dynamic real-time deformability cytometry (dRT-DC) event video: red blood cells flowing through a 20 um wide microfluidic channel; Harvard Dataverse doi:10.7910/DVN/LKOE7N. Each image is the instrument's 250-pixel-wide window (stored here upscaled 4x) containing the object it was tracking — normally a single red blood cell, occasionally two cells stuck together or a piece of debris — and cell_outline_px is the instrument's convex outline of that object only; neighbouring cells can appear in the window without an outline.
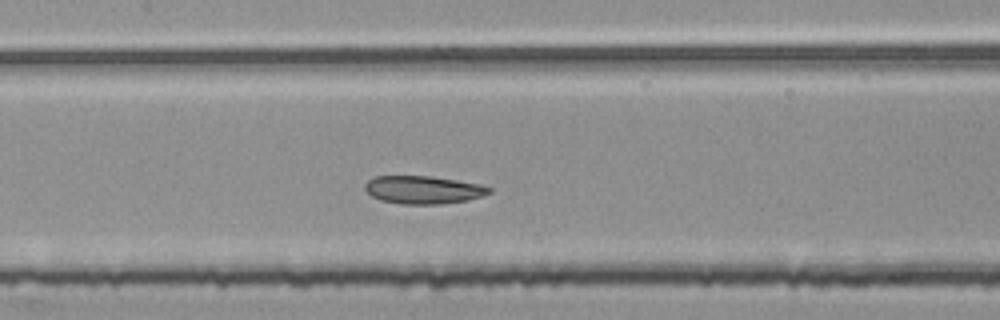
{"species": "common noctule bat (a hibernating species)", "species_latin": "Nyctalus noctula", "temperature_condition": "room temperature", "stored_images_in_passage": 46, "camera_frame_rate_fps": 3000, "um_per_image_px": 0.085, "animal": {"sex": "female", "body_mass_g": 25.1}, "frame": {"image": 1, "passage_image": 22, "time_ms": 7.0, "image_size_px": [1000, 320], "cell_outline_px": [[492, 192], [484, 196], [468, 200], [440, 204], [400, 204], [380, 200], [372, 196], [364, 188], [364, 184], [372, 176], [432, 176], [480, 184], [492, 188]], "centroid_in_image_um": [35.98, 16.13], "position_along_channel_um": 171.4, "area_um2": 20.4}}
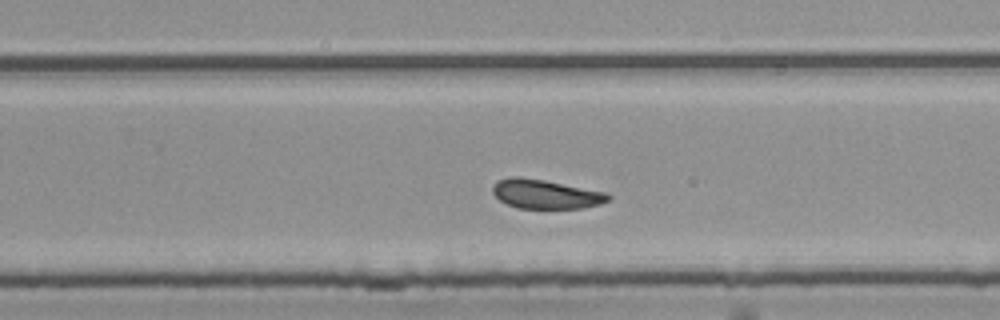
{"frame": {"image": 2, "passage_image": 31, "time_ms": 10.0, "image_size_px": [1000, 320], "cell_outline_px": [[612, 196], [608, 200], [600, 204], [584, 208], [516, 208], [500, 200], [492, 192], [492, 184], [496, 180], [508, 176], [520, 176], [544, 180], [608, 192]], "centroid_in_image_um": [46.36, 16.48], "position_along_channel_um": 283.4, "area_um2": 19.88}}
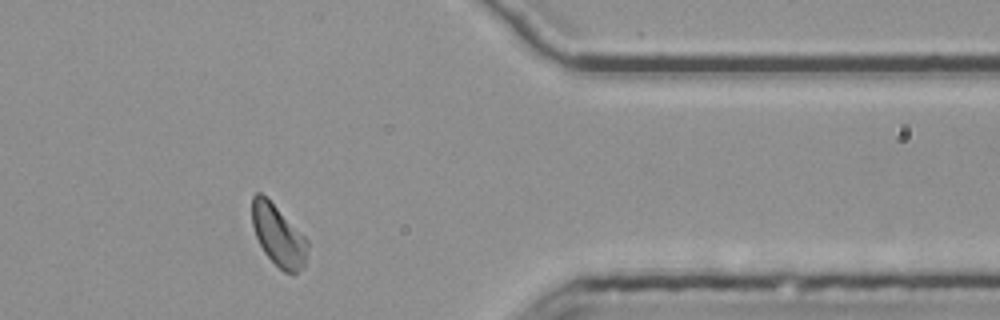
{"frame": {"image": 3, "passage_image": 41, "time_ms": 13.333, "image_size_px": [1000, 320], "cell_outline_px": [[308, 244], [304, 268], [292, 276], [284, 272], [264, 252], [256, 236], [252, 224], [252, 196], [256, 192], [260, 192], [308, 240]], "centroid_in_image_um": [23.66, 20.07], "position_along_channel_um": 387.7, "area_um2": 19.36}, "authors_computed_cell_mechanics": {"area_um2": 20.4323, "velocity_mm_per_s": 3.7564, "shape_relaxation_time_tau1_ms": 7.5006, "shape_relaxation_time_tau2_ms": 3.3, "deformation_change_tau1": 0.114, "deformation_change_tau2": 0.0911}}